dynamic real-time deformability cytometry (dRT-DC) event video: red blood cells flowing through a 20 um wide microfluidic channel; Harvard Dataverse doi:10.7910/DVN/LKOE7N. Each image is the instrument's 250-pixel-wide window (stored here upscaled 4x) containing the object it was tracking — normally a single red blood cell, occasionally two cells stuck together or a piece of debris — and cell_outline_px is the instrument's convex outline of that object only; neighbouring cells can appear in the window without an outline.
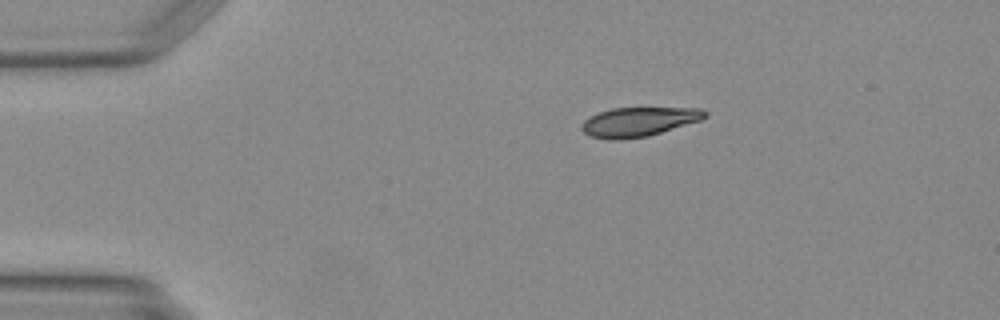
{"species": "Egyptian fruit bat (a non-hibernating species)", "species_latin": "Rousettus aegyptiacus", "temperature_condition": "warm", "stored_images_in_passage": 7, "camera_frame_rate_fps": 3000, "um_per_image_px": 0.085, "animal": {"sex": "female"}, "frame": {"image": 1, "passage_image": 1, "time_ms": 0.0, "image_size_px": [1000, 320], "cell_outline_px": [[708, 116], [700, 120], [648, 136], [616, 140], [608, 140], [588, 136], [580, 128], [580, 124], [584, 120], [600, 112], [612, 108], [700, 108], [708, 112]], "centroid_in_image_um": [54.26, 10.36], "position_along_channel_um": 30.7, "area_um2": 20.98}}